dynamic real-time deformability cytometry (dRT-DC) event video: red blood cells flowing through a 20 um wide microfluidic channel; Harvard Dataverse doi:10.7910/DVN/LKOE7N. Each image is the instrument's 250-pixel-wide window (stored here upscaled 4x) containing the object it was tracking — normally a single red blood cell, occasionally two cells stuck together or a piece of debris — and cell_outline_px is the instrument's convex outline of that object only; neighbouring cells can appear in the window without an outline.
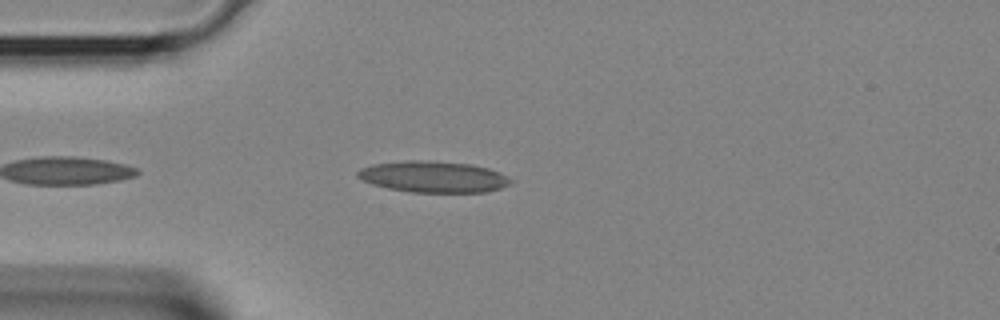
{"species": "Egyptian fruit bat (a non-hibernating species)", "species_latin": "Rousettus aegyptiacus", "temperature_condition": "room temperature", "stored_images_in_passage": 25, "camera_frame_rate_fps": 3000, "um_per_image_px": 0.085, "animal": {"sex": "female"}, "frame": {"image": 1, "passage_image": 3, "time_ms": 0.667, "image_size_px": [1000, 320], "cell_outline_px": [[512, 184], [500, 188], [484, 192], [412, 192], [388, 188], [372, 184], [356, 176], [356, 172], [360, 168], [372, 164], [404, 160], [428, 160], [472, 164], [488, 168], [500, 172], [512, 180]], "centroid_in_image_um": [36.83, 15.01], "position_along_channel_um": 48.2, "area_um2": 28.03}}
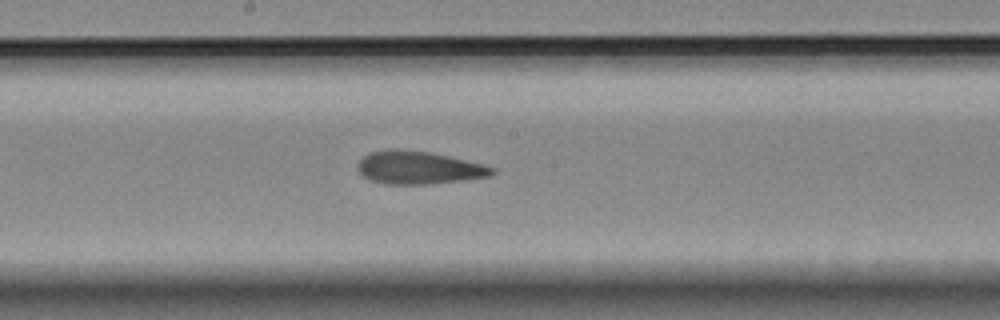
{"frame": {"image": 2, "passage_image": 13, "time_ms": 4.0, "image_size_px": [1000, 320], "cell_outline_px": [[496, 172], [492, 176], [460, 180], [424, 184], [388, 184], [372, 180], [364, 176], [356, 168], [356, 164], [364, 156], [372, 152], [392, 148], [396, 148], [424, 152], [448, 156], [484, 164], [496, 168]], "centroid_in_image_um": [35.6, 14.25], "position_along_channel_um": 212.6, "area_um2": 25.49}}
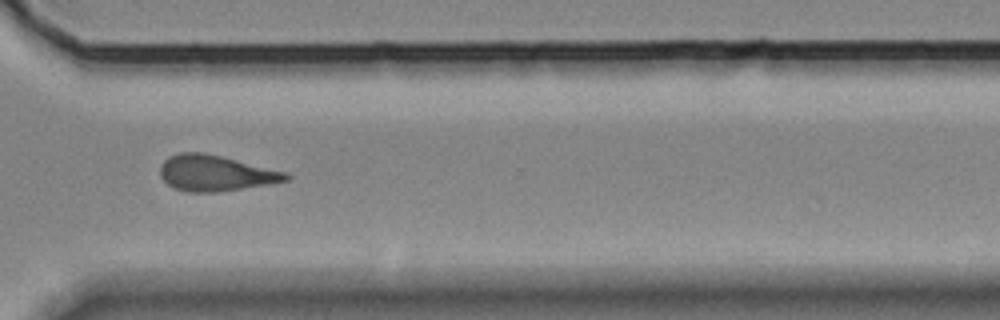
{"frame": {"image": 3, "passage_image": 21, "time_ms": 6.667, "image_size_px": [1000, 320], "cell_outline_px": [[292, 176], [288, 180], [240, 188], [212, 192], [188, 192], [176, 188], [168, 184], [160, 176], [160, 168], [164, 160], [168, 156], [180, 152], [204, 152], [288, 172]], "centroid_in_image_um": [18.3, 14.69], "position_along_channel_um": 352.3, "area_um2": 25.95}}